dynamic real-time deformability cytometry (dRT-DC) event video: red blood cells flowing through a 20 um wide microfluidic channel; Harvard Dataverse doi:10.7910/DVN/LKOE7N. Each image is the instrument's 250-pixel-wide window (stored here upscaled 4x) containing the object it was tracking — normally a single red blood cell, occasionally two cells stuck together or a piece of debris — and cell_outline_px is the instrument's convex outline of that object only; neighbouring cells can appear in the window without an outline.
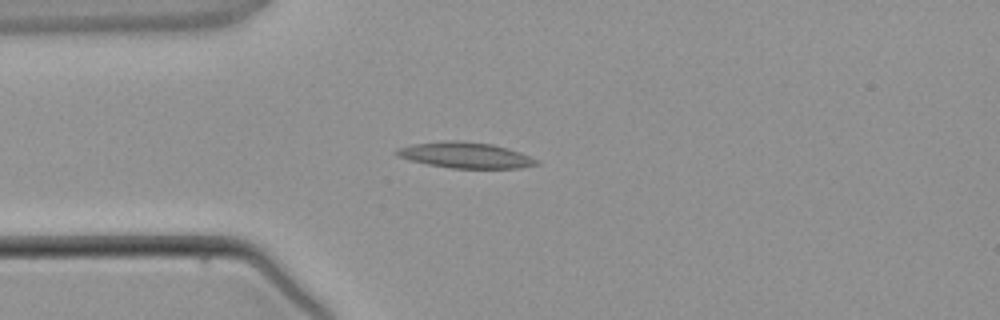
{"species": "common noctule bat (a hibernating species)", "species_latin": "Nyctalus noctula", "temperature_condition": "warm", "stored_images_in_passage": 3, "camera_frame_rate_fps": 3000, "um_per_image_px": 0.085, "animal": {"sex": "male", "body_mass_g": 21.5, "forearm_length_mm": 52.0}, "frame": {"image": 1, "passage_image": 3, "time_ms": 2.333, "image_size_px": [1000, 320], "cell_outline_px": [[540, 164], [520, 168], [452, 168], [428, 164], [408, 160], [400, 156], [396, 152], [400, 148], [416, 144], [440, 140], [460, 140], [492, 144], [520, 152], [536, 160]], "centroid_in_image_um": [39.58, 13.19], "position_along_channel_um": 45.4, "area_um2": 20.75}}